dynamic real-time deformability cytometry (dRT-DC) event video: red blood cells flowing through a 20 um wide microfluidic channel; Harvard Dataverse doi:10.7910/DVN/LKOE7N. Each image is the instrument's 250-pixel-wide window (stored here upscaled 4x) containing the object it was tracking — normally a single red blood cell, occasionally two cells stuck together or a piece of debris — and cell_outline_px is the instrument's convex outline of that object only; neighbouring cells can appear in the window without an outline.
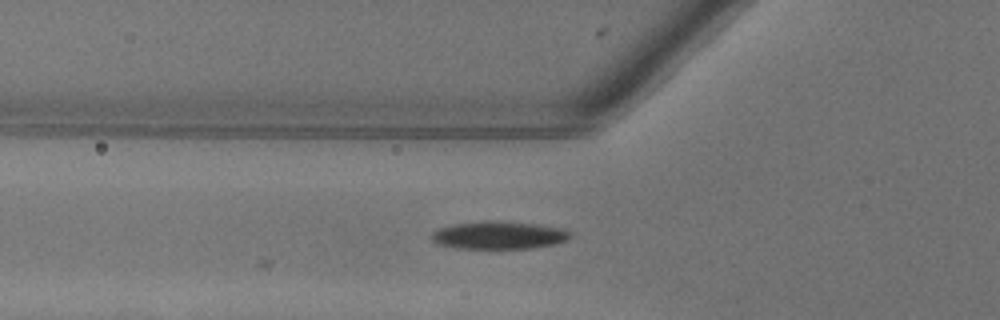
{"species": "common noctule bat (a hibernating species)", "species_latin": "Nyctalus noctula", "temperature_condition": "warm", "stored_images_in_passage": 3, "camera_frame_rate_fps": 3000, "um_per_image_px": 0.085, "animal": {"sex": "female"}, "frame": {"image": 1, "passage_image": 3, "time_ms": 0.667, "image_size_px": [1000, 320], "cell_outline_px": [[568, 236], [564, 240], [556, 244], [532, 248], [456, 248], [436, 244], [432, 240], [432, 232], [440, 228], [452, 224], [484, 220], [496, 220], [532, 224], [560, 228], [568, 232]], "centroid_in_image_um": [42.3, 19.99], "position_along_channel_um": 83.5, "area_um2": 22.2}}